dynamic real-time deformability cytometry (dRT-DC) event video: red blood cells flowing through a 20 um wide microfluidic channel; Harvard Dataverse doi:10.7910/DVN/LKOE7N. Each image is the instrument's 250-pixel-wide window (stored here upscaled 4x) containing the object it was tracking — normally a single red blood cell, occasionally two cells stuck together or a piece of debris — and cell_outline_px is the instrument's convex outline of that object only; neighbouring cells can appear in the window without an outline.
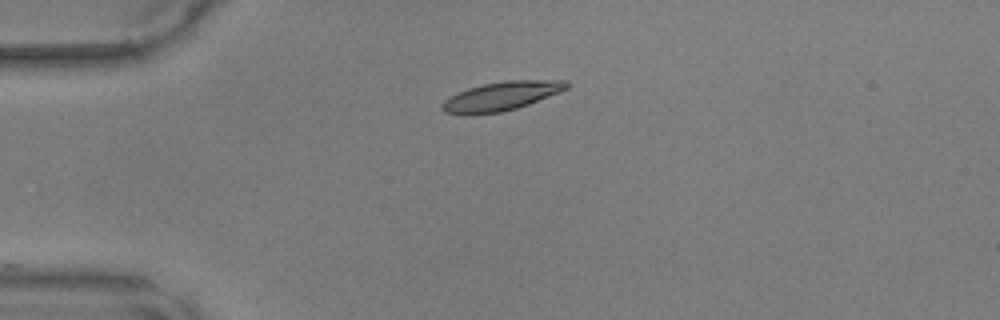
{"species": "common noctule bat (a hibernating species)", "species_latin": "Nyctalus noctula", "temperature_condition": "warm", "stored_images_in_passage": 17, "camera_frame_rate_fps": 3000, "um_per_image_px": 0.085, "animal": {"sex": "male", "body_mass_g": 17.9, "forearm_length_mm": 54.2}, "frame": {"image": 1, "passage_image": 1, "time_ms": 0.0, "image_size_px": [1000, 320], "cell_outline_px": [[568, 88], [560, 92], [528, 104], [516, 108], [500, 112], [468, 116], [464, 116], [444, 112], [440, 108], [440, 104], [444, 100], [468, 88], [484, 84], [504, 80], [568, 80]], "centroid_in_image_um": [42.57, 8.19], "position_along_channel_um": 42.4, "area_um2": 21.1}}